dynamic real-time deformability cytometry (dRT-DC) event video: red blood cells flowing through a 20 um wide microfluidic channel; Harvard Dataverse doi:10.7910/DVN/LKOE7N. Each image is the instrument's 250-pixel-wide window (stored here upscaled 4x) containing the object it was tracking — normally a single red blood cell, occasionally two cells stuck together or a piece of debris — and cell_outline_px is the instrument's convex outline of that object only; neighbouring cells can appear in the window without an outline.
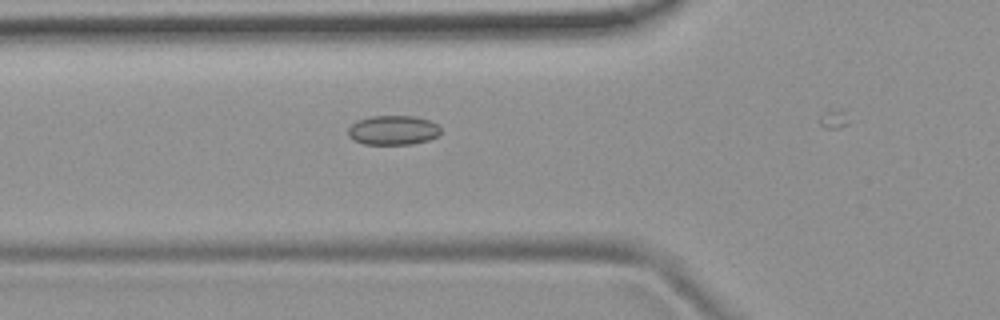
{"species": "common noctule bat (a hibernating species)", "species_latin": "Nyctalus noctula", "temperature_condition": "room temperature", "stored_images_in_passage": 10, "camera_frame_rate_fps": 3000, "um_per_image_px": 0.085, "animal": {"sex": "female", "body_mass_g": 19.9}, "frame": {"image": 1, "passage_image": 9, "time_ms": 2.667, "image_size_px": [1000, 320], "cell_outline_px": [[440, 132], [436, 136], [428, 140], [412, 144], [364, 144], [348, 136], [348, 128], [356, 120], [372, 116], [416, 116], [440, 124]], "centroid_in_image_um": [33.42, 11.05], "position_along_channel_um": 92.4, "area_um2": 15.9}}